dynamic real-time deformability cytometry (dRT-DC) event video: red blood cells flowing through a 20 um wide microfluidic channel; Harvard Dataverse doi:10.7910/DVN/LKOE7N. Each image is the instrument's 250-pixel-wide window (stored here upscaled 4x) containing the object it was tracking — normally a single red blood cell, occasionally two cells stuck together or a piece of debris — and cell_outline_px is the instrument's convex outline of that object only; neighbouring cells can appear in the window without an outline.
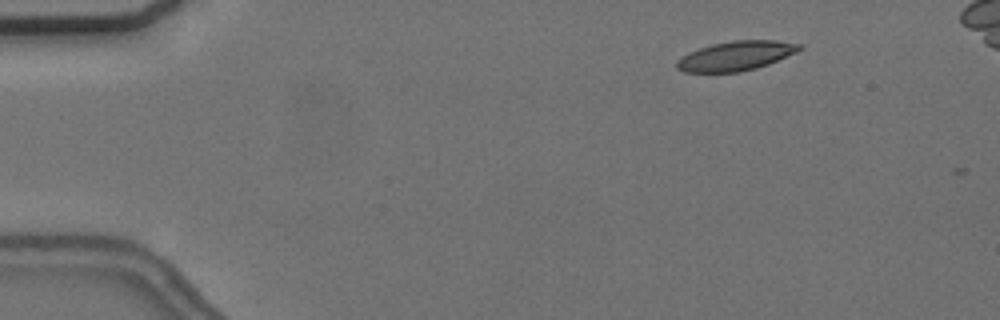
{"species": "common noctule bat (a hibernating species)", "species_latin": "Nyctalus noctula", "temperature_condition": "cold", "stored_images_in_passage": 2, "camera_frame_rate_fps": 3000, "um_per_image_px": 0.085, "animal": {"sex": "female", "body_mass_g": 24.6, "forearm_length_mm": 56.2}, "frame": {"image": 1, "passage_image": 1, "time_ms": 0.0, "image_size_px": [1000, 320], "cell_outline_px": [[804, 48], [796, 52], [768, 64], [756, 68], [740, 72], [684, 72], [676, 68], [676, 60], [688, 52], [712, 44], [732, 40], [776, 40], [800, 44]], "centroid_in_image_um": [62.53, 4.74], "position_along_channel_um": 22.5, "area_um2": 21.04}}